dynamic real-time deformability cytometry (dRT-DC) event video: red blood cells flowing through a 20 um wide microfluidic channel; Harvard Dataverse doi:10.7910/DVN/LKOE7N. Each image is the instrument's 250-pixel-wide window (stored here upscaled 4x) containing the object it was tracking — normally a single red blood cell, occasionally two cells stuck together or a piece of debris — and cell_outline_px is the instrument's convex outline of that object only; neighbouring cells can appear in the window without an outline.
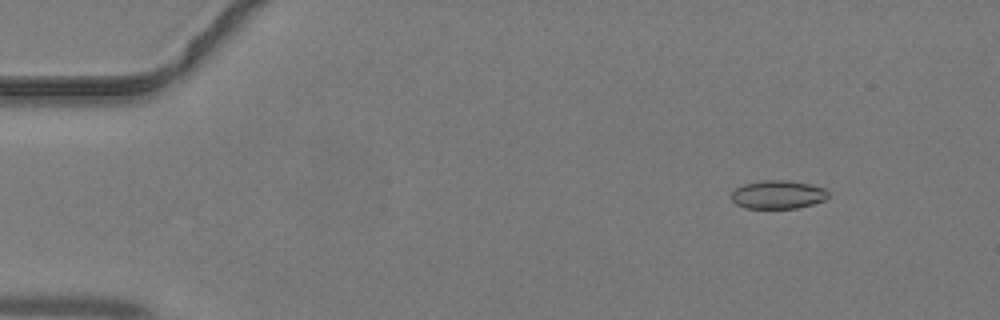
{"species": "common noctule bat (a hibernating species)", "species_latin": "Nyctalus noctula", "temperature_condition": "warm", "stored_images_in_passage": 44, "camera_frame_rate_fps": 3000, "um_per_image_px": 0.085, "animal": {"sex": "male", "body_mass_g": 19.2, "forearm_length_mm": 51.8}, "frame": {"image": 1, "passage_image": 5, "time_ms": 1.333, "image_size_px": [1000, 320], "cell_outline_px": [[828, 196], [824, 200], [812, 204], [796, 208], [744, 208], [736, 204], [732, 200], [732, 192], [736, 188], [744, 184], [764, 180], [784, 180], [808, 184], [824, 188], [828, 192]], "centroid_in_image_um": [66.1, 16.54], "position_along_channel_um": 18.9, "area_um2": 15.84}}
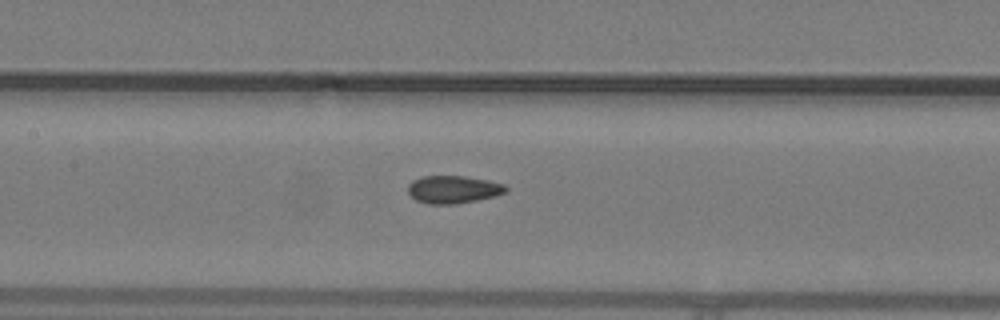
{"frame": {"image": 2, "passage_image": 21, "time_ms": 6.667, "image_size_px": [1000, 320], "cell_outline_px": [[508, 192], [496, 196], [456, 204], [428, 204], [416, 200], [408, 192], [408, 184], [412, 180], [420, 176], [464, 176], [488, 180], [504, 184], [508, 188]], "centroid_in_image_um": [38.54, 16.1], "position_along_channel_um": 168.9, "area_um2": 15.95}}
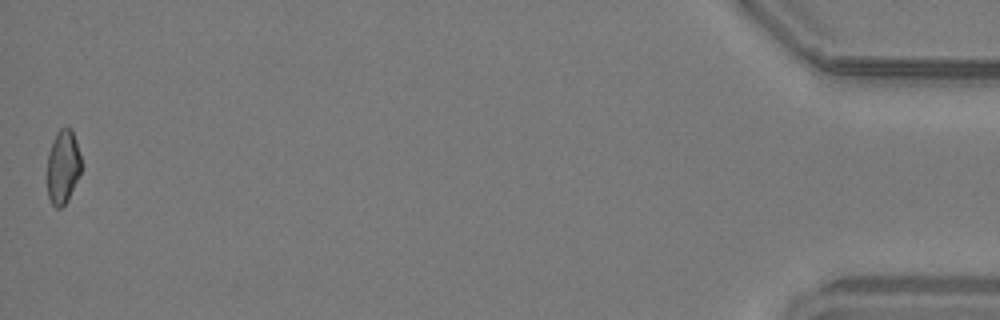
{"frame": {"image": 3, "passage_image": 44, "time_ms": 14.333, "image_size_px": [1000, 320], "cell_outline_px": [[80, 172], [68, 200], [60, 208], [56, 208], [52, 204], [48, 196], [48, 152], [52, 140], [56, 132], [60, 128], [72, 128], [80, 156]], "centroid_in_image_um": [5.33, 14.16], "position_along_channel_um": 429.9, "area_um2": 14.45}}